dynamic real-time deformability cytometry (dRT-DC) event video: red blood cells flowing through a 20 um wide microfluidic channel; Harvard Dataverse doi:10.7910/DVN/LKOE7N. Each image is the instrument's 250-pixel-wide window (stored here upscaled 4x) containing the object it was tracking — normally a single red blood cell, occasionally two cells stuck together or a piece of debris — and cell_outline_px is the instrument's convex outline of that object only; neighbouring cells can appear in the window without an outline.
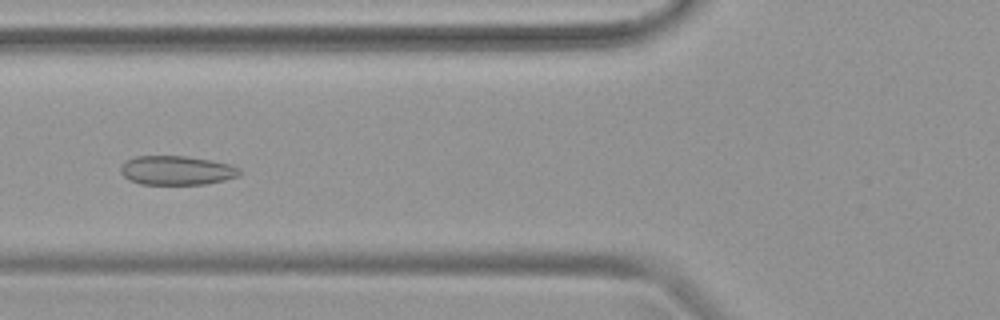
{"species": "common noctule bat (a hibernating species)", "species_latin": "Nyctalus noctula", "temperature_condition": "warm", "stored_images_in_passage": 47, "camera_frame_rate_fps": 3000, "um_per_image_px": 0.085, "animal": {"sex": "female", "body_mass_g": 19.9}, "frame": {"image": 1, "passage_image": 18, "time_ms": 5.667, "image_size_px": [1000, 320], "cell_outline_px": [[240, 176], [224, 180], [204, 184], [140, 184], [128, 180], [120, 172], [120, 168], [128, 160], [136, 156], [184, 156], [212, 160], [232, 164], [240, 168]], "centroid_in_image_um": [15.05, 14.48], "position_along_channel_um": 110.8, "area_um2": 20.23}}
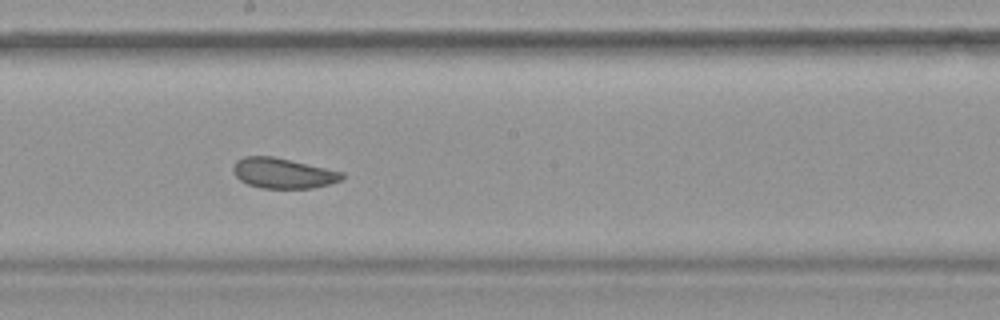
{"frame": {"image": 2, "passage_image": 26, "time_ms": 8.333, "image_size_px": [1000, 320], "cell_outline_px": [[344, 176], [340, 180], [328, 184], [312, 188], [260, 188], [248, 184], [240, 180], [236, 176], [232, 168], [236, 160], [244, 156], [272, 156], [344, 172]], "centroid_in_image_um": [24.03, 14.72], "position_along_channel_um": 224.2, "area_um2": 19.07}}
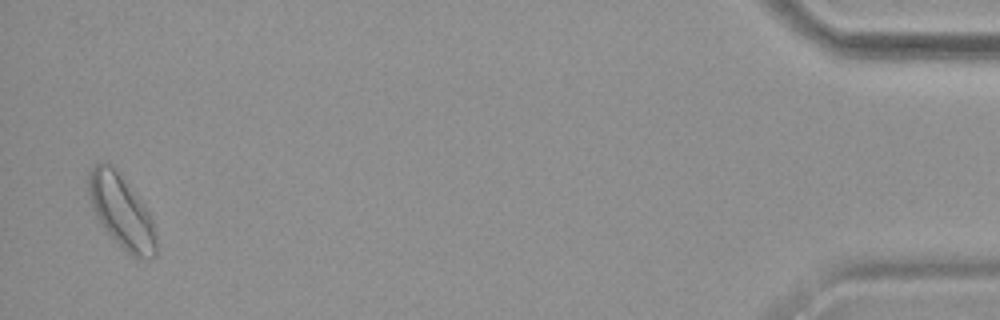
{"frame": {"image": 3, "passage_image": 46, "time_ms": 15.0, "image_size_px": [1000, 320], "cell_outline_px": [[156, 256], [140, 260], [136, 260], [96, 220], [88, 196], [88, 172], [96, 164], [108, 164], [120, 176], [144, 204], [152, 220], [156, 236]], "centroid_in_image_um": [10.31, 18.03], "position_along_channel_um": 424.9, "area_um2": 28.26}}